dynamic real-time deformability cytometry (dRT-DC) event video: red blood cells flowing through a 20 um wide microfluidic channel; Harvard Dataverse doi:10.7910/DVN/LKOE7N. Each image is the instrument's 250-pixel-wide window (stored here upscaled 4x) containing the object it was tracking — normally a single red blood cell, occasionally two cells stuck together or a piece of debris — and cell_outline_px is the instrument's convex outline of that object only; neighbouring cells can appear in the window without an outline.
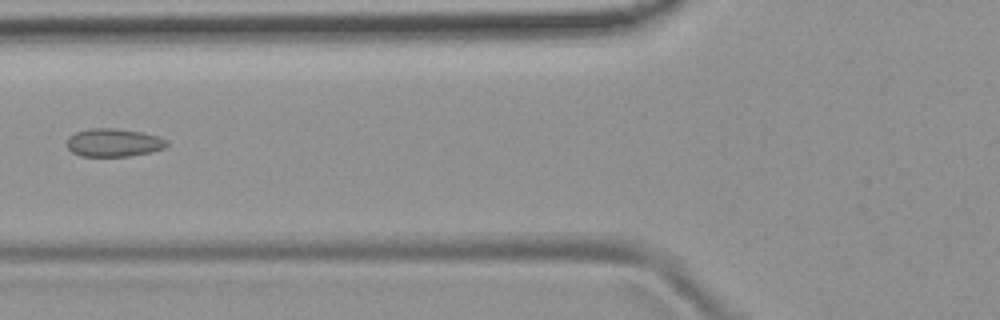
{"species": "common noctule bat (a hibernating species)", "species_latin": "Nyctalus noctula", "temperature_condition": "room temperature", "stored_images_in_passage": 7, "camera_frame_rate_fps": 3000, "um_per_image_px": 0.085, "animal": {"sex": "female", "body_mass_g": 19.9}, "frame": {"image": 1, "passage_image": 6, "time_ms": 6.667, "image_size_px": [1000, 320], "cell_outline_px": [[168, 144], [164, 148], [148, 152], [128, 156], [80, 156], [72, 152], [68, 148], [68, 140], [76, 132], [92, 128], [116, 128], [140, 132], [156, 136], [168, 140]], "centroid_in_image_um": [9.67, 12.12], "position_along_channel_um": 116.1, "area_um2": 16.07}}
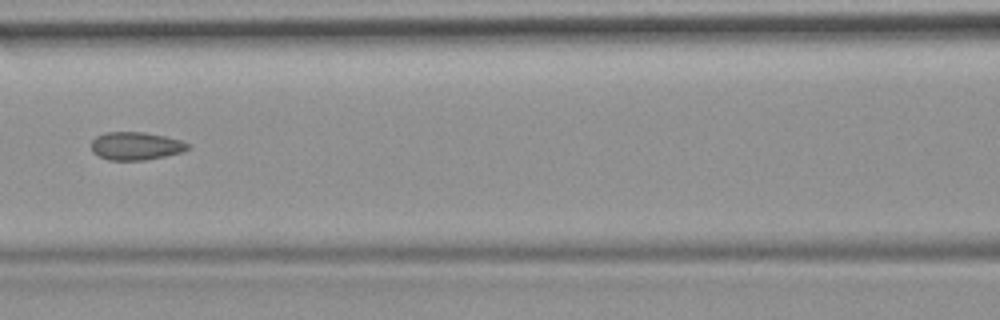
{"frame": {"image": 2, "passage_image": 7, "time_ms": 7.667, "image_size_px": [1000, 320], "cell_outline_px": [[192, 144], [188, 148], [180, 152], [164, 156], [144, 160], [108, 160], [92, 152], [92, 140], [96, 136], [104, 132], [144, 132], [164, 136], [180, 140]], "centroid_in_image_um": [11.53, 12.4], "position_along_channel_um": 155.1, "area_um2": 15.66}}